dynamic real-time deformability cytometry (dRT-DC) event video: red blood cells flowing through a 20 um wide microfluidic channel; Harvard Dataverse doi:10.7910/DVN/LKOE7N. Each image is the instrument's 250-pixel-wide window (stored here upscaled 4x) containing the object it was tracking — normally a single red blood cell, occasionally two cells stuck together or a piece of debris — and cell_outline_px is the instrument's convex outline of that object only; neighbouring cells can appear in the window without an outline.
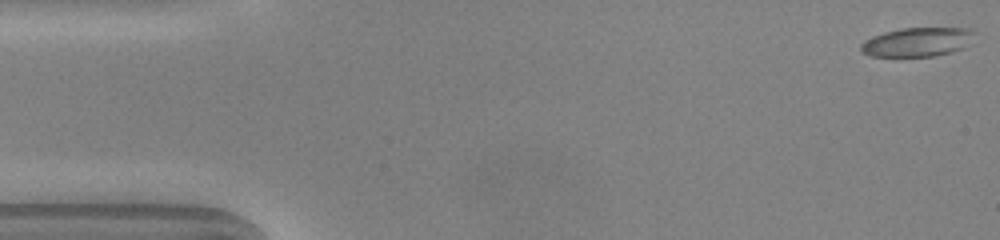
{"species": "common noctule bat (a hibernating species)", "species_latin": "Nyctalus noctula", "temperature_condition": "warm", "stored_images_in_passage": 50, "camera_frame_rate_fps": 3000, "um_per_image_px": 0.085, "animal": {"sex": "male", "body_mass_g": 20.0, "forearm_length_mm": 53.3}, "frame": {"image": 1, "passage_image": 1, "time_ms": 0.0, "image_size_px": [1000, 240], "cell_outline_px": [[976, 32], [960, 48], [952, 52], [932, 56], [872, 56], [860, 52], [860, 44], [864, 40], [872, 36], [884, 32], [900, 28], [968, 28]], "centroid_in_image_um": [77.88, 3.56], "position_along_channel_um": 7.1, "area_um2": 18.96}}
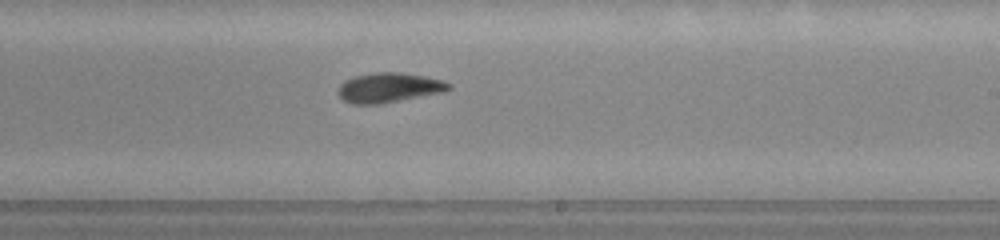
{"frame": {"image": 2, "passage_image": 29, "time_ms": 9.333, "image_size_px": [1000, 240], "cell_outline_px": [[452, 88], [444, 92], [380, 104], [352, 104], [344, 100], [340, 96], [340, 84], [344, 80], [356, 76], [372, 72], [400, 72], [424, 76], [444, 80], [452, 84]], "centroid_in_image_um": [33.11, 7.44], "position_along_channel_um": 255.9, "area_um2": 19.19}}
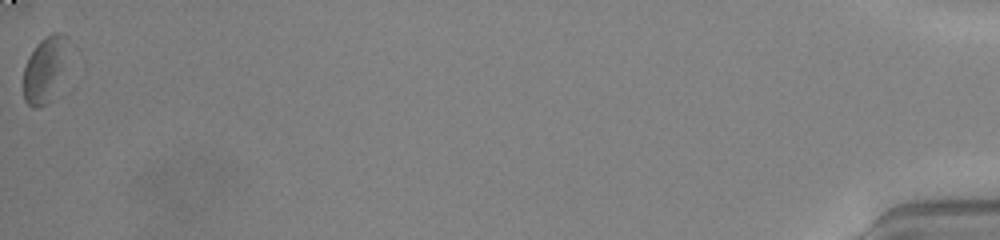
{"frame": {"image": 3, "passage_image": 50, "time_ms": 16.333, "image_size_px": [1000, 240], "cell_outline_px": [[68, 36], [52, 100], [48, 104], [40, 108], [32, 108], [24, 100], [24, 68], [28, 56], [36, 44], [44, 36], [52, 32], [60, 32]], "centroid_in_image_um": [3.72, 5.91], "position_along_channel_um": 431.5, "area_um2": 16.42}, "authors_computed_cell_mechanics": {"area_um2": 18.9295, "velocity_mm_per_s": 4.0272, "shape_relaxation_time_tau1_ms": 2.6591, "shape_relaxation_time_tau2_ms": null, "deformation_change_tau1": 0.1318, "deformation_change_tau2": null}}